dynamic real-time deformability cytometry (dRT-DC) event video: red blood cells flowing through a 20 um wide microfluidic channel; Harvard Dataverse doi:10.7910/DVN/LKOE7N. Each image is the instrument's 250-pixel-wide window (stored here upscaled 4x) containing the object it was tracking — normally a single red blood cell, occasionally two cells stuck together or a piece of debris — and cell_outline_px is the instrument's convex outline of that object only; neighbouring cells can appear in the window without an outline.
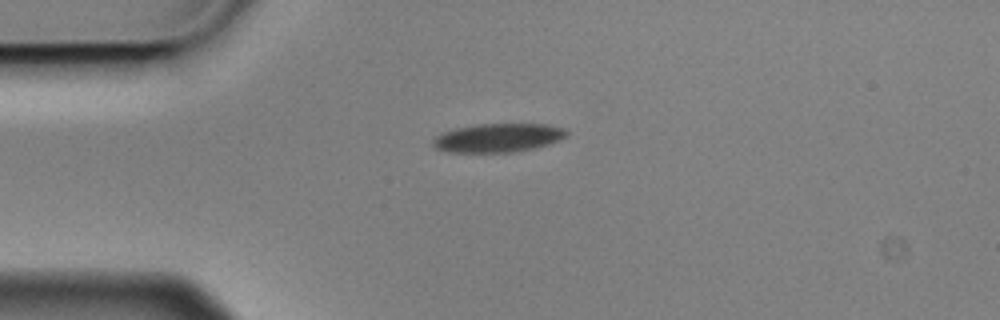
{"species": "Egyptian fruit bat (a non-hibernating species)", "species_latin": "Rousettus aegyptiacus", "temperature_condition": "cold", "stored_images_in_passage": 2, "camera_frame_rate_fps": 3000, "um_per_image_px": 0.085, "animal": {"sex": "male"}, "frame": {"image": 1, "passage_image": 2, "time_ms": 0.333, "image_size_px": [1000, 320], "cell_outline_px": [[568, 132], [564, 136], [556, 140], [532, 148], [512, 152], [448, 152], [436, 148], [432, 144], [432, 140], [436, 136], [444, 132], [456, 128], [480, 124], [548, 124], [564, 128]], "centroid_in_image_um": [42.28, 11.7], "position_along_channel_um": 42.7, "area_um2": 21.91}}